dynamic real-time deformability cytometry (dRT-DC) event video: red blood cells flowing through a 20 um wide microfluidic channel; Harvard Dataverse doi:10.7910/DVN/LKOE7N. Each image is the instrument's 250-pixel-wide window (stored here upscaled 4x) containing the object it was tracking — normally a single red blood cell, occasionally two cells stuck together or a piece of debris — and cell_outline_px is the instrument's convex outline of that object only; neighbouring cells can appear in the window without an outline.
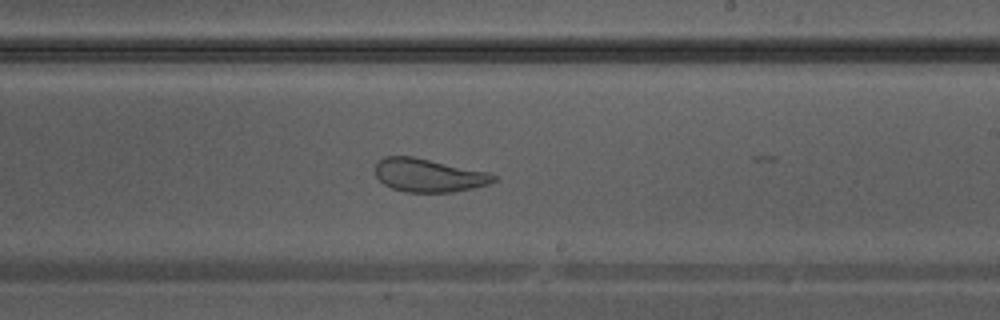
{"species": "Egyptian fruit bat (a non-hibernating species)", "species_latin": "Rousettus aegyptiacus", "temperature_condition": "warm", "stored_images_in_passage": 38, "camera_frame_rate_fps": 3000, "um_per_image_px": 0.085, "animal": {"sex": "male"}, "frame": {"image": 1, "passage_image": 22, "time_ms": 7.0, "image_size_px": [1000, 320], "cell_outline_px": [[500, 180], [488, 184], [472, 188], [452, 192], [404, 192], [392, 188], [384, 184], [376, 176], [376, 160], [384, 156], [412, 156], [488, 172], [496, 176]], "centroid_in_image_um": [36.43, 14.9], "position_along_channel_um": 252.6, "area_um2": 23.0}}
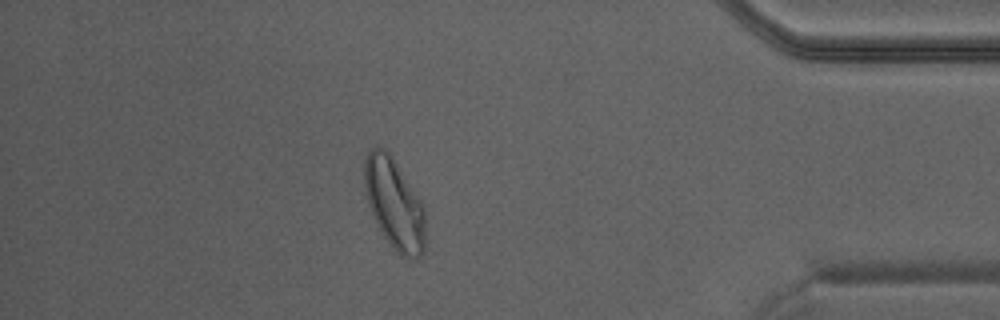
{"frame": {"image": 2, "passage_image": 33, "time_ms": 10.667, "image_size_px": [1000, 320], "cell_outline_px": [[428, 240], [424, 252], [420, 256], [412, 260], [408, 260], [400, 256], [392, 248], [384, 236], [368, 204], [364, 188], [364, 156], [368, 148], [384, 148], [388, 152], [420, 200], [424, 208]], "centroid_in_image_um": [33.55, 17.4], "position_along_channel_um": 401.7, "area_um2": 32.54}}